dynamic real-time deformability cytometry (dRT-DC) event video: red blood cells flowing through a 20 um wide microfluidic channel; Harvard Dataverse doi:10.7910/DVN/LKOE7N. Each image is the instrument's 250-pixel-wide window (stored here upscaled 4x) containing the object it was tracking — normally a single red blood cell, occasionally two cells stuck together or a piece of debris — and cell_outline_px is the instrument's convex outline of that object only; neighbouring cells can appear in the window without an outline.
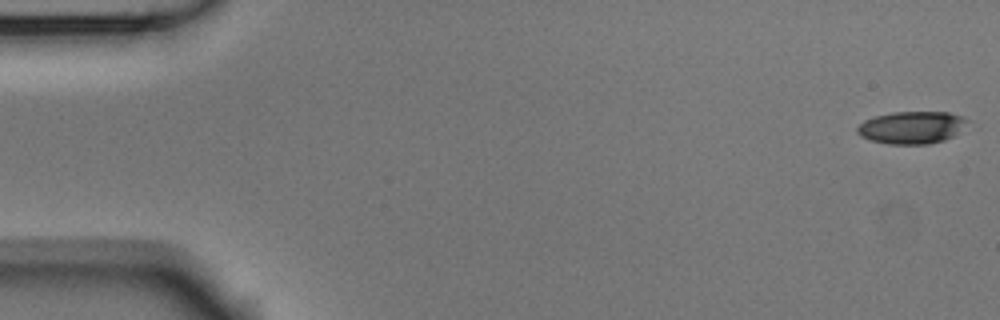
{"species": "Egyptian fruit bat (a non-hibernating species)", "species_latin": "Rousettus aegyptiacus", "temperature_condition": "room temperature", "stored_images_in_passage": 54, "camera_frame_rate_fps": 3000, "um_per_image_px": 0.085, "animal": {"sex": "male"}, "frame": {"image": 1, "passage_image": 1, "time_ms": 0.0, "image_size_px": [1000, 320], "cell_outline_px": [[968, 120], [952, 136], [944, 140], [928, 144], [888, 144], [868, 140], [860, 136], [856, 132], [856, 128], [864, 120], [876, 116], [892, 112], [948, 112], [964, 116]], "centroid_in_image_um": [77.43, 10.84], "position_along_channel_um": 7.6, "area_um2": 20.69}}
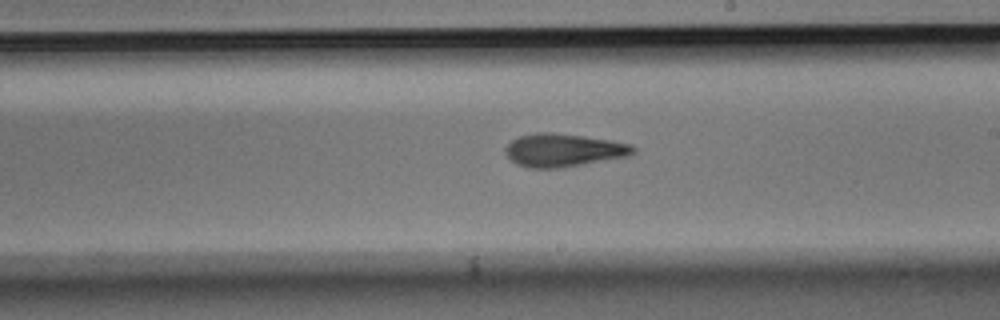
{"frame": {"image": 2, "passage_image": 31, "time_ms": 10.0, "image_size_px": [1000, 320], "cell_outline_px": [[636, 152], [628, 156], [564, 168], [528, 168], [516, 164], [504, 152], [504, 148], [512, 140], [520, 136], [536, 132], [552, 132], [584, 136], [612, 140], [632, 144], [636, 148]], "centroid_in_image_um": [47.91, 12.77], "position_along_channel_um": 241.1, "area_um2": 24.91}}
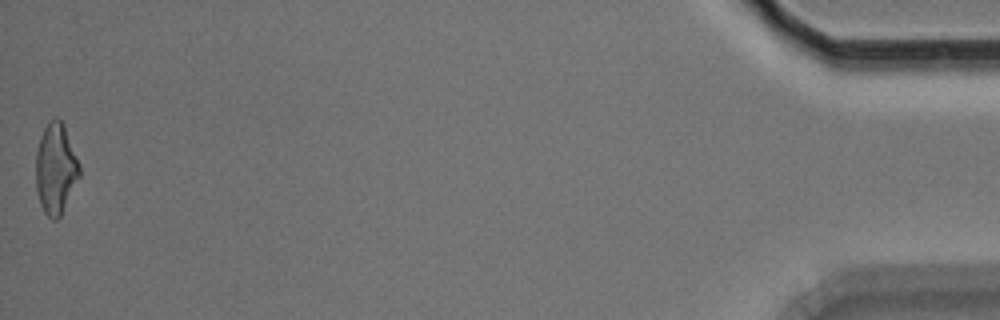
{"frame": {"image": 3, "passage_image": 54, "time_ms": 17.667, "image_size_px": [1000, 320], "cell_outline_px": [[80, 176], [60, 216], [56, 220], [52, 220], [44, 212], [40, 204], [36, 188], [36, 152], [40, 136], [48, 120], [56, 116], [64, 124], [80, 164]], "centroid_in_image_um": [4.73, 14.31], "position_along_channel_um": 430.5, "area_um2": 23.18}, "authors_computed_cell_mechanics": {"area_um2": 23.5246, "velocity_mm_per_s": 3.7292, "shape_relaxation_time_tau1_ms": 5.8063, "shape_relaxation_time_tau2_ms": 3.8162, "deformation_change_tau1": 0.1676, "deformation_change_tau2": 0.1421}}